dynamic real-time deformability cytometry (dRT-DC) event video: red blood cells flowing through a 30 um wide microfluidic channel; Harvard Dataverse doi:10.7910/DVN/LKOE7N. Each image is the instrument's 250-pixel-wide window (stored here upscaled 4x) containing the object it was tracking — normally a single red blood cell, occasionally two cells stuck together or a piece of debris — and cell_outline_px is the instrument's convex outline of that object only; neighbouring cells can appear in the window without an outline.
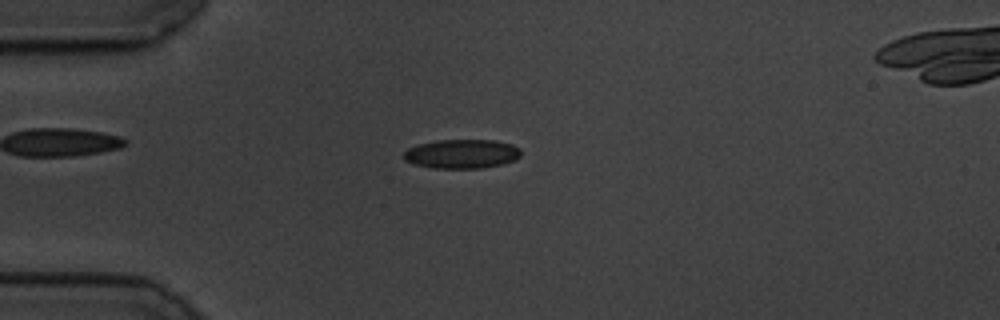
{"species": "common noctule bat (a hibernating species)", "species_latin": "Nyctalus noctula", "temperature_condition": "cold", "stored_images_in_passage": 46, "camera_frame_rate_fps": 3000, "um_per_image_px": 0.085, "animal": {"sex": "male", "body_mass_g": 19.5, "forearm_length_mm": 54.6}, "frame": {"image": 1, "passage_image": 3, "time_ms": 0.667, "image_size_px": [1000, 320], "cell_outline_px": [[520, 156], [516, 160], [500, 164], [480, 168], [432, 168], [412, 164], [404, 160], [404, 152], [408, 148], [416, 144], [436, 140], [492, 140], [512, 144], [520, 148]], "centroid_in_image_um": [39.22, 13.07], "position_along_channel_um": 45.8, "area_um2": 20.0}}
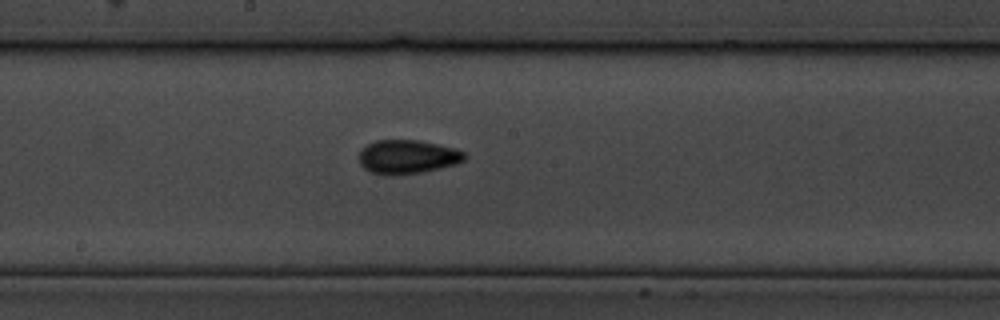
{"frame": {"image": 2, "passage_image": 19, "time_ms": 6.0, "image_size_px": [1000, 320], "cell_outline_px": [[464, 160], [456, 164], [440, 168], [420, 172], [388, 176], [384, 176], [368, 172], [360, 164], [360, 152], [368, 144], [376, 140], [416, 140], [456, 148], [464, 152]], "centroid_in_image_um": [34.61, 13.34], "position_along_channel_um": 213.6, "area_um2": 20.75}}
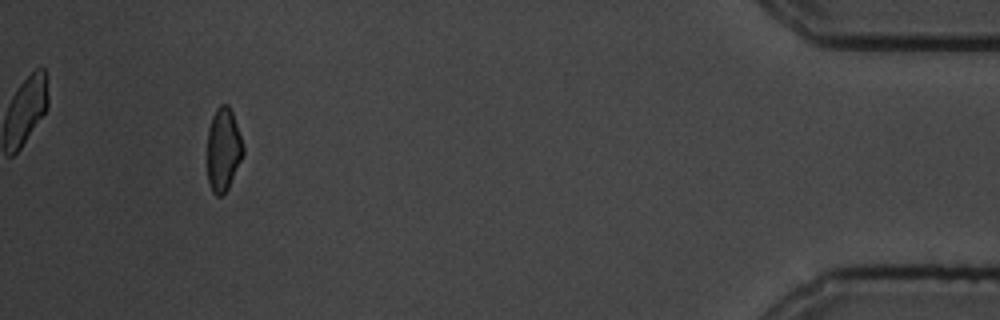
{"frame": {"image": 3, "passage_image": 42, "time_ms": 13.667, "image_size_px": [1000, 320], "cell_outline_px": [[244, 152], [228, 188], [220, 196], [216, 196], [212, 192], [208, 180], [208, 128], [212, 116], [216, 108], [220, 104], [228, 104], [232, 112], [244, 144]], "centroid_in_image_um": [18.98, 12.68], "position_along_channel_um": 416.2, "area_um2": 17.34}, "authors_computed_cell_mechanics": {"area_um2": 19.363, "velocity_mm_per_s": 3.4912, "shape_relaxation_time_tau1_ms": 7.1317, "shape_relaxation_time_tau2_ms": 1.9157, "deformation_change_tau1": 0.1474, "deformation_change_tau2": 0.0794}}